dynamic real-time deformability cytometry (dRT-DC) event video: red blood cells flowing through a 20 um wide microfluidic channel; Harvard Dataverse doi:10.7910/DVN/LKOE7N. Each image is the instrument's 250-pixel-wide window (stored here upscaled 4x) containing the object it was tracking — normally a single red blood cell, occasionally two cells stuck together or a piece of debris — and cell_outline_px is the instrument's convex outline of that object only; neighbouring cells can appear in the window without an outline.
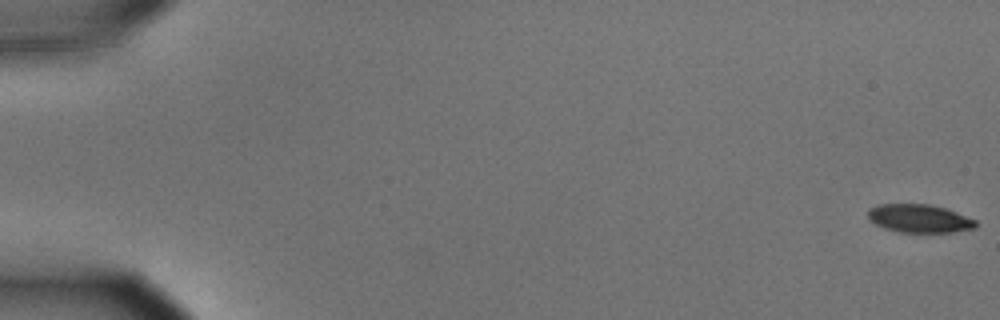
{"species": "common noctule bat (a hibernating species)", "species_latin": "Nyctalus noctula", "temperature_condition": "cold", "stored_images_in_passage": 57, "camera_frame_rate_fps": 3000, "um_per_image_px": 0.085, "animal": {"sex": "male", "body_mass_g": 15.6}, "frame": {"image": 1, "passage_image": 1, "time_ms": 0.0, "image_size_px": [1000, 320], "cell_outline_px": [[976, 228], [952, 232], [900, 232], [884, 228], [868, 220], [868, 208], [876, 204], [928, 204], [944, 208], [956, 212], [976, 220]], "centroid_in_image_um": [78.1, 18.56], "position_along_channel_um": 6.9, "area_um2": 17.74}}
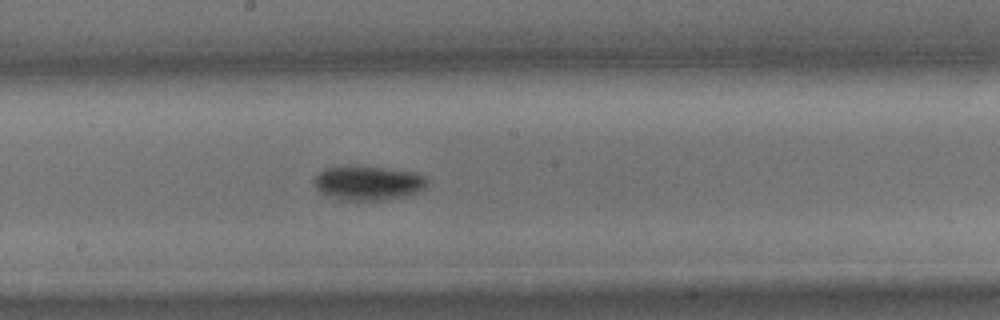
{"frame": {"image": 2, "passage_image": 32, "time_ms": 10.333, "image_size_px": [1000, 320], "cell_outline_px": [[428, 184], [420, 192], [408, 196], [392, 200], [336, 200], [320, 192], [316, 188], [316, 176], [324, 168], [352, 164], [356, 164], [412, 172], [424, 176], [428, 180]], "centroid_in_image_um": [31.31, 15.55], "position_along_channel_um": 216.9, "area_um2": 23.18}}
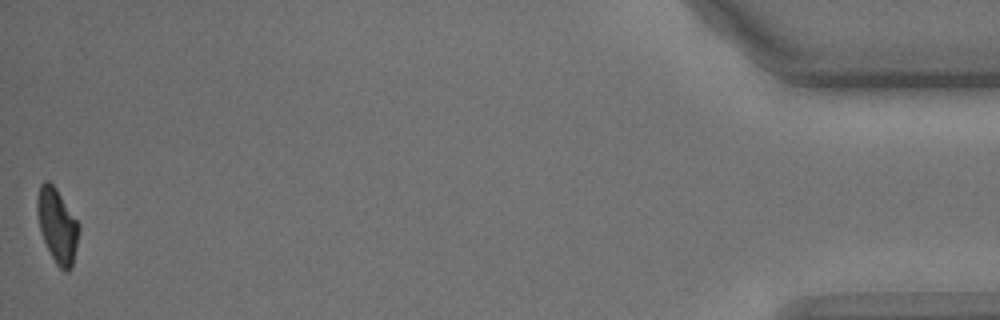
{"frame": {"image": 3, "passage_image": 57, "time_ms": 18.667, "image_size_px": [1000, 320], "cell_outline_px": [[80, 228], [76, 248], [72, 264], [68, 272], [64, 272], [56, 264], [44, 240], [40, 228], [36, 212], [36, 200], [40, 184], [44, 180], [48, 180], [56, 188], [80, 224]], "centroid_in_image_um": [4.87, 19.14], "position_along_channel_um": 430.3, "area_um2": 17.98}, "authors_computed_cell_mechanics": {"area_um2": 19.8832, "velocity_mm_per_s": 3.602, "shape_relaxation_time_tau1_ms": 2.0681, "shape_relaxation_time_tau2_ms": null, "deformation_change_tau1": 0.1054, "deformation_change_tau2": null}}